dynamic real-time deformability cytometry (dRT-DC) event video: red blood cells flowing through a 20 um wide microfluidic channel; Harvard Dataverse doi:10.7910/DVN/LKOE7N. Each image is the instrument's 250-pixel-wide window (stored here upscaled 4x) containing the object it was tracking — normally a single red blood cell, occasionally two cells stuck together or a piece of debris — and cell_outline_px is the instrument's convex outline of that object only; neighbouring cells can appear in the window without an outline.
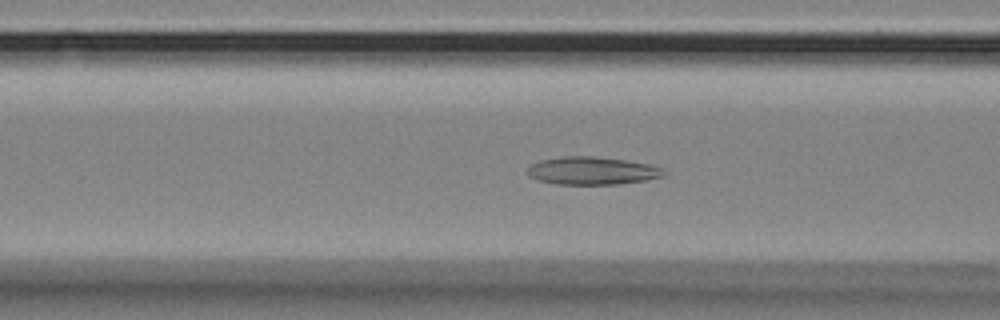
{"species": "Egyptian fruit bat (a non-hibernating species)", "species_latin": "Rousettus aegyptiacus", "temperature_condition": "room temperature", "stored_images_in_passage": 26, "camera_frame_rate_fps": 3000, "um_per_image_px": 0.085, "animal": {"sex": "female"}, "frame": {"image": 1, "passage_image": 6, "time_ms": 1.667, "image_size_px": [1000, 320], "cell_outline_px": [[664, 176], [644, 180], [616, 184], [556, 184], [540, 180], [528, 176], [528, 168], [532, 164], [544, 160], [564, 156], [592, 156], [624, 160], [648, 164], [660, 168], [664, 172]], "centroid_in_image_um": [50.31, 14.51], "position_along_channel_um": 116.3, "area_um2": 21.62}}
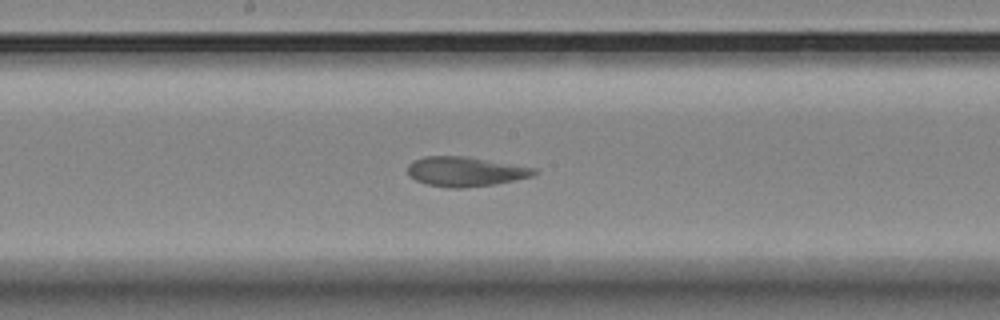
{"frame": {"image": 2, "passage_image": 14, "time_ms": 4.333, "image_size_px": [1000, 320], "cell_outline_px": [[540, 172], [532, 176], [496, 184], [464, 188], [448, 188], [428, 184], [416, 180], [408, 176], [408, 164], [412, 160], [424, 156], [464, 156], [536, 168]], "centroid_in_image_um": [39.54, 14.58], "position_along_channel_um": 208.7, "area_um2": 21.91}}
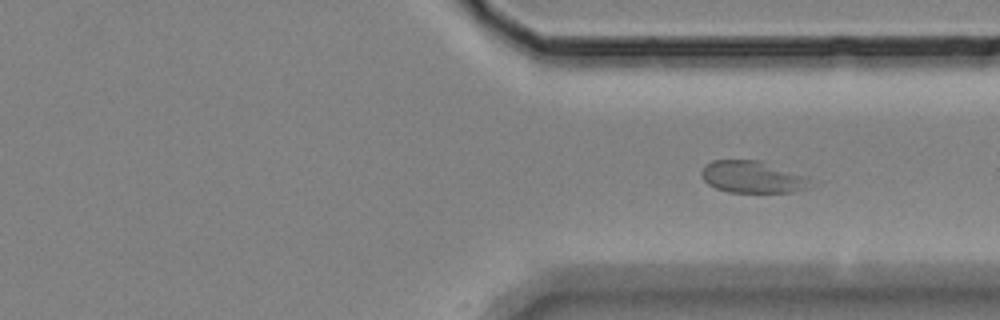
{"frame": {"image": 3, "passage_image": 26, "time_ms": 8.333, "image_size_px": [1000, 320], "cell_outline_px": [[808, 188], [792, 192], [728, 192], [716, 188], [708, 184], [704, 180], [700, 172], [704, 164], [712, 160], [760, 160], [808, 176]], "centroid_in_image_um": [63.92, 15.03], "position_along_channel_um": 347.5, "area_um2": 20.35}}